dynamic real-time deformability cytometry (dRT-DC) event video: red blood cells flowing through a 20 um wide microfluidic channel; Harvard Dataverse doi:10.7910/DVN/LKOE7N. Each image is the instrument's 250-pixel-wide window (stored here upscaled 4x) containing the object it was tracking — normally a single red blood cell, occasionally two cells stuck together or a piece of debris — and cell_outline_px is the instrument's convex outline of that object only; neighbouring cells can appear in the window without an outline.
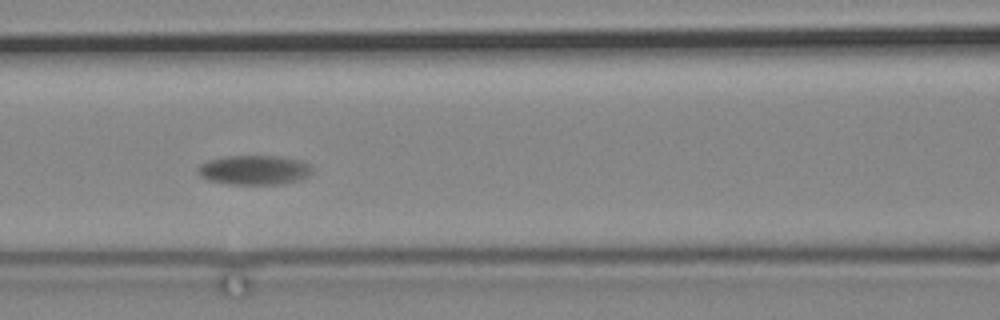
{"species": "common noctule bat (a hibernating species)", "species_latin": "Nyctalus noctula", "temperature_condition": "cold", "stored_images_in_passage": 4, "camera_frame_rate_fps": 3000, "um_per_image_px": 0.085, "animal": {"sex": "male", "body_mass_g": 19.2, "forearm_length_mm": 51.8}, "frame": {"image": 1, "passage_image": 3, "time_ms": 2.333, "image_size_px": [1000, 320], "cell_outline_px": [[312, 172], [308, 176], [300, 180], [284, 184], [228, 184], [208, 180], [200, 176], [196, 172], [196, 168], [200, 164], [208, 160], [224, 156], [276, 156], [300, 160], [312, 164]], "centroid_in_image_um": [21.61, 14.45], "position_along_channel_um": 145.0, "area_um2": 19.94}}
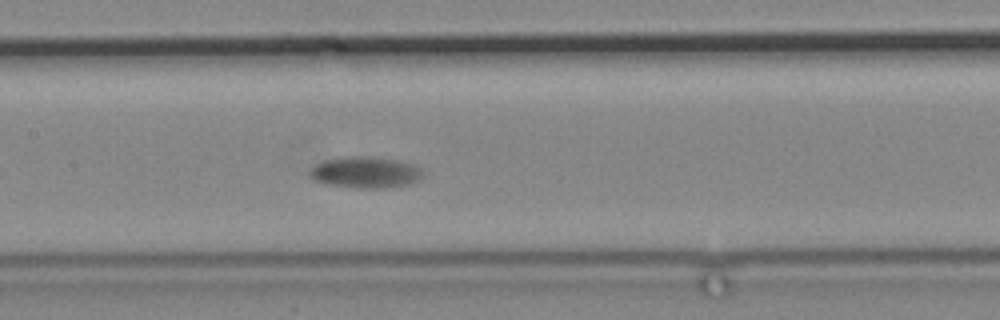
{"frame": {"image": 2, "passage_image": 4, "time_ms": 3.333, "image_size_px": [1000, 320], "cell_outline_px": [[424, 176], [420, 180], [408, 184], [384, 188], [360, 188], [324, 184], [316, 180], [308, 172], [316, 164], [328, 160], [352, 156], [364, 156], [396, 160], [412, 164], [424, 168]], "centroid_in_image_um": [31.14, 14.66], "position_along_channel_um": 176.3, "area_um2": 20.52}}